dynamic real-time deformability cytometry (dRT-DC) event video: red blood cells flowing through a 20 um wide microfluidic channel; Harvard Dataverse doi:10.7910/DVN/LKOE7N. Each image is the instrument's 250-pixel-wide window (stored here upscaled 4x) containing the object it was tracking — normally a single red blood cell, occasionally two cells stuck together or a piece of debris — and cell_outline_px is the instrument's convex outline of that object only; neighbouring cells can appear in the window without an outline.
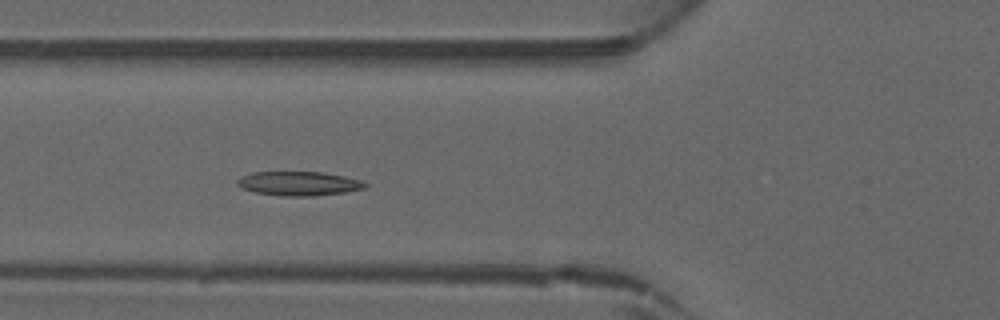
{"species": "common noctule bat (a hibernating species)", "species_latin": "Nyctalus noctula", "temperature_condition": "warm", "stored_images_in_passage": 42, "camera_frame_rate_fps": 3000, "um_per_image_px": 0.085, "animal": {"sex": "male", "forearm_length_mm": 52.5}, "frame": {"image": 1, "passage_image": 14, "time_ms": 4.333, "image_size_px": [1000, 320], "cell_outline_px": [[368, 188], [344, 192], [312, 196], [284, 196], [256, 192], [244, 188], [236, 184], [236, 180], [252, 172], [324, 172], [344, 176], [360, 180], [368, 184]], "centroid_in_image_um": [25.44, 15.59], "position_along_channel_um": 100.4, "area_um2": 17.86}}
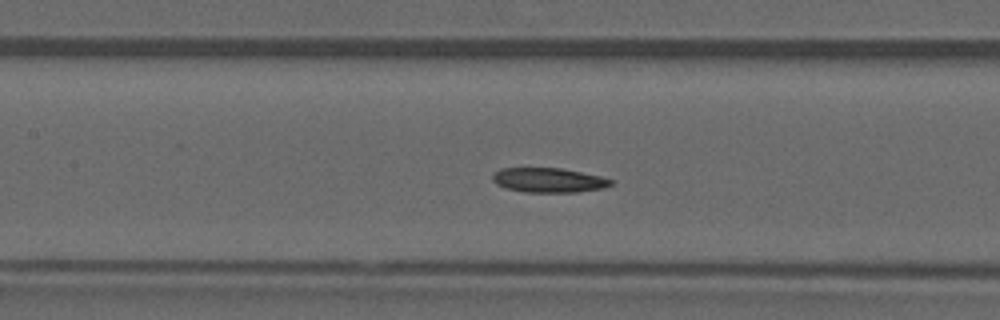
{"frame": {"image": 2, "passage_image": 18, "time_ms": 5.667, "image_size_px": [1000, 320], "cell_outline_px": [[616, 180], [612, 184], [604, 188], [576, 192], [524, 192], [508, 188], [496, 184], [492, 180], [492, 176], [500, 168], [560, 168], [600, 176]], "centroid_in_image_um": [46.66, 15.31], "position_along_channel_um": 160.7, "area_um2": 16.88}}
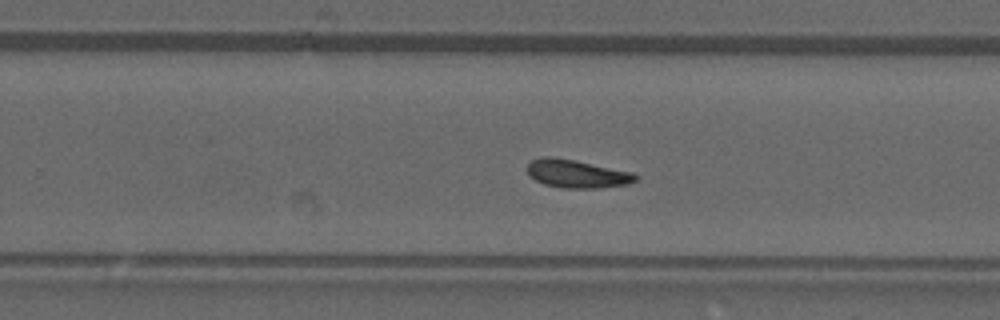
{"frame": {"image": 3, "passage_image": 26, "time_ms": 8.333, "image_size_px": [1000, 320], "cell_outline_px": [[636, 180], [628, 184], [600, 188], [560, 188], [544, 184], [528, 176], [528, 164], [532, 160], [544, 156], [552, 156], [576, 160], [632, 172], [636, 176]], "centroid_in_image_um": [49.0, 14.77], "position_along_channel_um": 280.8, "area_um2": 17.8}}